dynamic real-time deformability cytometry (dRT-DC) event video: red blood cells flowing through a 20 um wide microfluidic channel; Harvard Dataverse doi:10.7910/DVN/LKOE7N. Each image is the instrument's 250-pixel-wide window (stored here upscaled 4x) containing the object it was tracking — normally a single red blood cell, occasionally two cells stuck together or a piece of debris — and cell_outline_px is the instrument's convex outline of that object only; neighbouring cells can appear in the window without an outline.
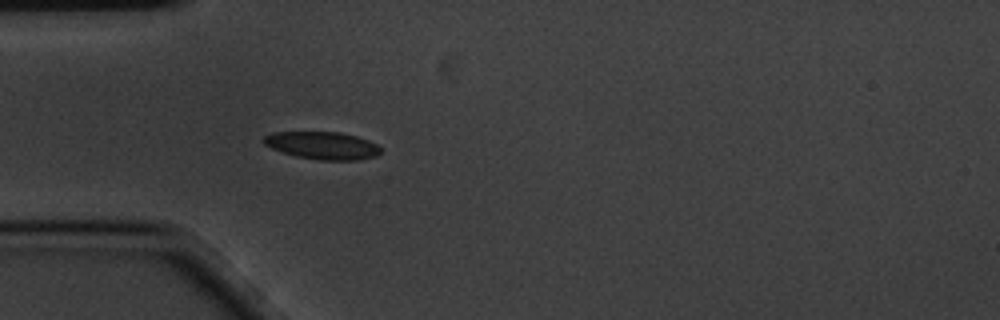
{"species": "common noctule bat (a hibernating species)", "species_latin": "Nyctalus noctula", "temperature_condition": "cold", "stored_images_in_passage": 4, "camera_frame_rate_fps": 3000, "um_per_image_px": 0.085, "animal": {"sex": "male", "body_mass_g": 20.1, "forearm_length_mm": 53.5}, "frame": {"image": 1, "passage_image": 4, "time_ms": 1.0, "image_size_px": [1000, 320], "cell_outline_px": [[380, 152], [376, 156], [356, 160], [320, 160], [296, 156], [272, 148], [264, 144], [260, 140], [264, 136], [272, 132], [340, 132], [356, 136], [368, 140], [376, 144], [380, 148]], "centroid_in_image_um": [27.38, 12.36], "position_along_channel_um": 57.6, "area_um2": 18.73}}